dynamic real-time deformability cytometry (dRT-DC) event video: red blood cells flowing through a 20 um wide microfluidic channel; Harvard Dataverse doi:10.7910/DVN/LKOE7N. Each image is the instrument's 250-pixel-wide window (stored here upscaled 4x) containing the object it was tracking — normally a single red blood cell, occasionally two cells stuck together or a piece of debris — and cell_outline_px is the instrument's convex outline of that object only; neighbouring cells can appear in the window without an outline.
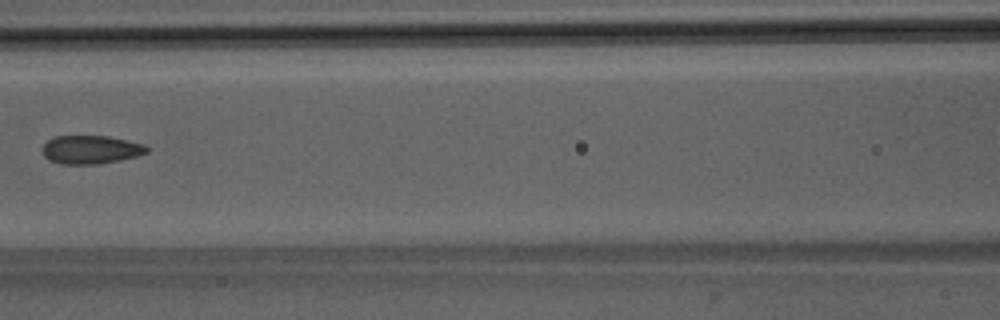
{"species": "Egyptian fruit bat (a non-hibernating species)", "species_latin": "Rousettus aegyptiacus", "temperature_condition": "room temperature", "stored_images_in_passage": 6, "camera_frame_rate_fps": 3000, "um_per_image_px": 0.085, "animal": {"sex": "male"}, "frame": {"image": 1, "passage_image": 5, "time_ms": 5.667, "image_size_px": [1000, 320], "cell_outline_px": [[148, 152], [136, 156], [120, 160], [96, 164], [60, 164], [48, 160], [44, 156], [40, 148], [48, 140], [56, 136], [108, 136], [144, 144], [148, 148]], "centroid_in_image_um": [7.67, 12.72], "position_along_channel_um": 158.9, "area_um2": 17.34}}